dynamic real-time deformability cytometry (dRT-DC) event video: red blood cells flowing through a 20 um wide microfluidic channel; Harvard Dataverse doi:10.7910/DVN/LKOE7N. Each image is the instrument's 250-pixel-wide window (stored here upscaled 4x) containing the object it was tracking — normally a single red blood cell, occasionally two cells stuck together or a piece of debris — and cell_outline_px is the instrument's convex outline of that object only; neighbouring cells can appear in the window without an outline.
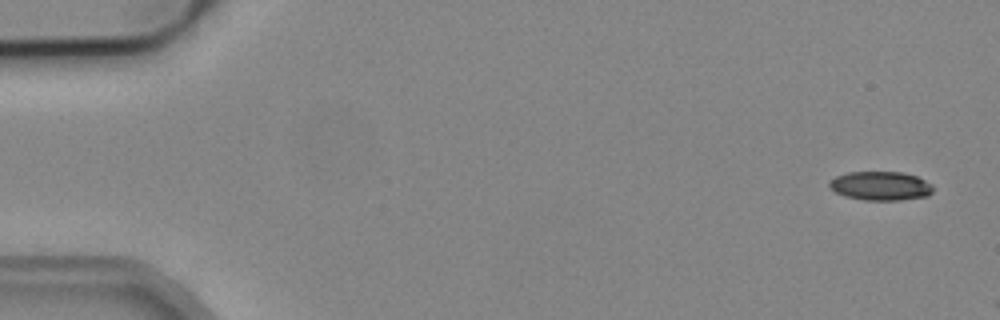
{"species": "common noctule bat (a hibernating species)", "species_latin": "Nyctalus noctula", "temperature_condition": "cold", "stored_images_in_passage": 2, "camera_frame_rate_fps": 3000, "um_per_image_px": 0.085, "animal": {"sex": "male", "body_mass_g": 19.2, "forearm_length_mm": 51.8}, "frame": {"image": 1, "passage_image": 1, "time_ms": 0.0, "image_size_px": [1000, 320], "cell_outline_px": [[932, 192], [928, 196], [900, 200], [864, 200], [844, 196], [836, 192], [828, 184], [836, 176], [848, 172], [904, 172], [916, 176], [932, 184]], "centroid_in_image_um": [74.87, 15.8], "position_along_channel_um": 10.1, "area_um2": 17.4}}